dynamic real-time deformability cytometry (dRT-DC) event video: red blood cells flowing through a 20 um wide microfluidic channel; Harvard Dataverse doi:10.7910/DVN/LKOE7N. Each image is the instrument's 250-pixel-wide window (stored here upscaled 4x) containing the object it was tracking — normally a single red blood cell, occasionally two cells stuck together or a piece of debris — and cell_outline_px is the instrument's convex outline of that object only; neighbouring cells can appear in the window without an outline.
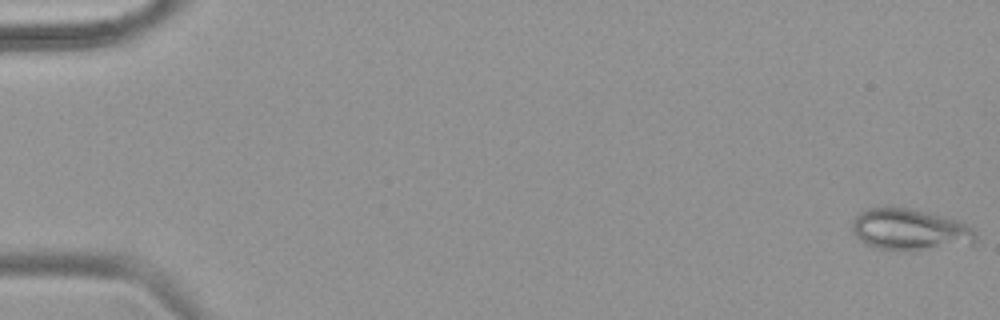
{"species": "common noctule bat (a hibernating species)", "species_latin": "Nyctalus noctula", "temperature_condition": "warm", "stored_images_in_passage": 54, "camera_frame_rate_fps": 3000, "um_per_image_px": 0.085, "animal": {"sex": "female", "body_mass_g": 18.4}, "frame": {"image": 1, "passage_image": 1, "time_ms": 0.0, "image_size_px": [1000, 320], "cell_outline_px": [[976, 240], [972, 244], [916, 252], [904, 252], [880, 248], [864, 244], [852, 232], [852, 220], [860, 212], [868, 208], [908, 208], [928, 212], [960, 220], [976, 228]], "centroid_in_image_um": [77.4, 19.55], "position_along_channel_um": 7.6, "area_um2": 30.69}}
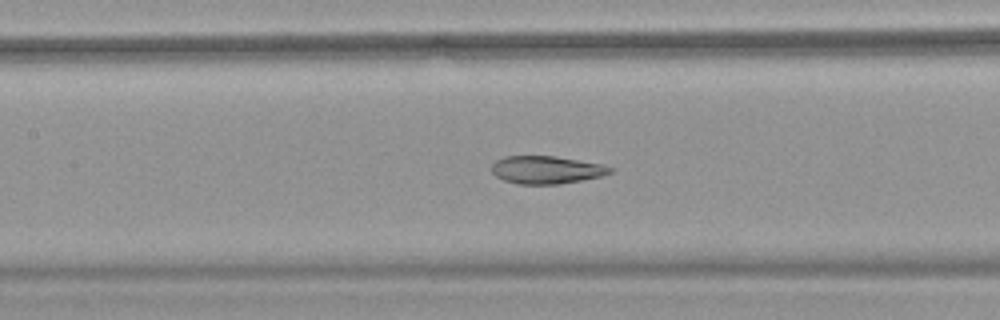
{"frame": {"image": 2, "passage_image": 26, "time_ms": 8.333, "image_size_px": [1000, 320], "cell_outline_px": [[616, 168], [612, 172], [600, 176], [560, 184], [516, 184], [504, 180], [496, 176], [492, 172], [492, 164], [496, 160], [504, 156], [556, 156], [604, 164]], "centroid_in_image_um": [46.46, 14.43], "position_along_channel_um": 160.9, "area_um2": 19.31}}
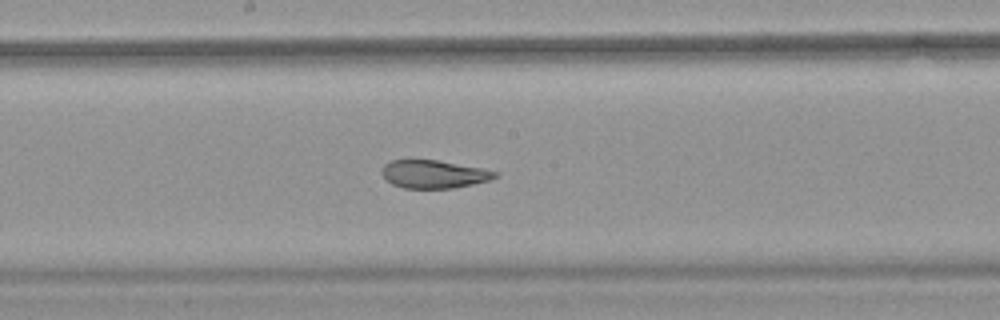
{"frame": {"image": 3, "passage_image": 30, "time_ms": 9.667, "image_size_px": [1000, 320], "cell_outline_px": [[500, 176], [492, 180], [452, 188], [404, 188], [392, 184], [380, 172], [384, 164], [392, 160], [436, 160], [484, 168], [500, 172]], "centroid_in_image_um": [36.94, 14.8], "position_along_channel_um": 211.3, "area_um2": 18.61}, "authors_computed_cell_mechanics": {"area_um2": 23.7269, "velocity_mm_per_s": 3.7986, "shape_relaxation_time_tau1_ms": 8.7544, "shape_relaxation_time_tau2_ms": 1.4814, "deformation_change_tau1": 0.1907, "deformation_change_tau2": 0.0574}}